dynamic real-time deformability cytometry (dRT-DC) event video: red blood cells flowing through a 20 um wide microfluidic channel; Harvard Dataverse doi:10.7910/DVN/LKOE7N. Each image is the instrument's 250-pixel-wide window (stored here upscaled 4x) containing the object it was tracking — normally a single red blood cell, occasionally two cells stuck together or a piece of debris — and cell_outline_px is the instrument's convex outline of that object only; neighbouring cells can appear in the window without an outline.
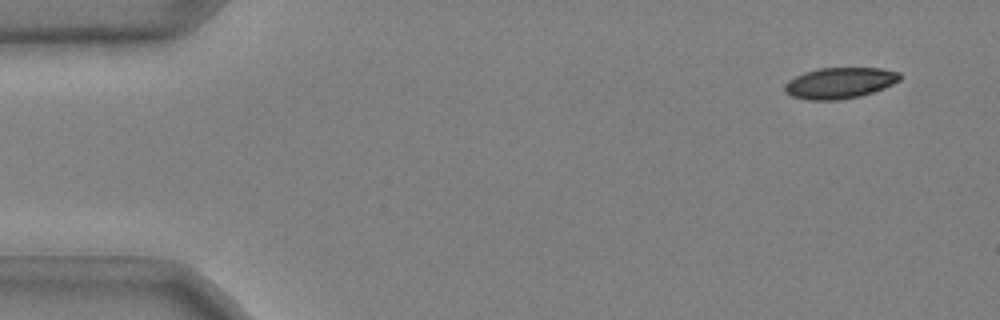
{"species": "common noctule bat (a hibernating species)", "species_latin": "Nyctalus noctula", "temperature_condition": "cold", "stored_images_in_passage": 45, "camera_frame_rate_fps": 3000, "um_per_image_px": 0.085, "animal": {"sex": "male", "body_mass_g": 20.4}, "frame": {"image": 1, "passage_image": 1, "time_ms": 0.0, "image_size_px": [1000, 320], "cell_outline_px": [[900, 80], [884, 88], [860, 96], [840, 100], [808, 100], [792, 96], [784, 92], [784, 84], [788, 80], [804, 72], [820, 68], [880, 68], [900, 72]], "centroid_in_image_um": [71.35, 7.06], "position_along_channel_um": 13.6, "area_um2": 20.87}}
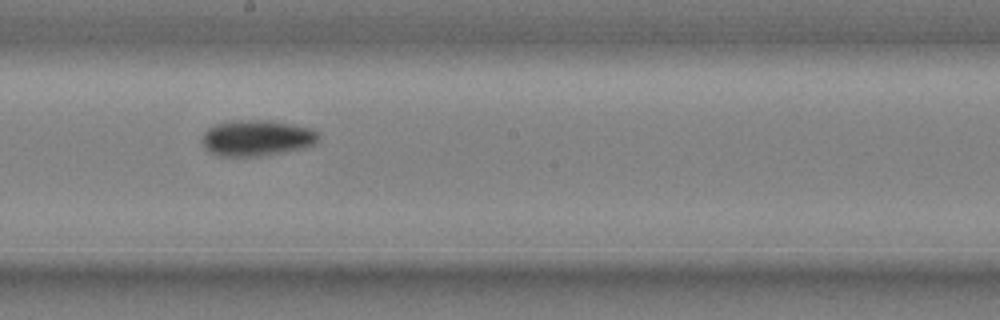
{"frame": {"image": 2, "passage_image": 27, "time_ms": 8.667, "image_size_px": [1000, 320], "cell_outline_px": [[320, 140], [316, 144], [304, 148], [260, 156], [220, 156], [208, 152], [204, 148], [204, 132], [208, 128], [216, 124], [236, 120], [268, 120], [292, 124], [312, 128], [320, 136]], "centroid_in_image_um": [21.86, 11.73], "position_along_channel_um": 226.3, "area_um2": 24.45}}
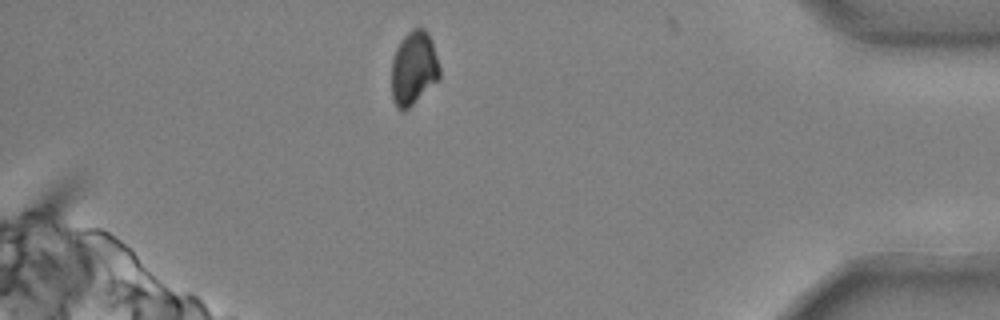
{"frame": {"image": 3, "passage_image": 44, "time_ms": 14.333, "image_size_px": [1000, 320], "cell_outline_px": [[440, 80], [404, 112], [400, 112], [396, 108], [392, 100], [392, 60], [396, 48], [400, 40], [412, 28], [424, 28], [428, 32], [432, 40], [440, 68]], "centroid_in_image_um": [35.17, 5.82], "position_along_channel_um": 400.0, "area_um2": 21.15}, "authors_computed_cell_mechanics": {"area_um2": 22.9466, "velocity_mm_per_s": 3.7076, "shape_relaxation_time_tau1_ms": 3.7309, "shape_relaxation_time_tau2_ms": null, "deformation_change_tau1": 0.0946, "deformation_change_tau2": null}}